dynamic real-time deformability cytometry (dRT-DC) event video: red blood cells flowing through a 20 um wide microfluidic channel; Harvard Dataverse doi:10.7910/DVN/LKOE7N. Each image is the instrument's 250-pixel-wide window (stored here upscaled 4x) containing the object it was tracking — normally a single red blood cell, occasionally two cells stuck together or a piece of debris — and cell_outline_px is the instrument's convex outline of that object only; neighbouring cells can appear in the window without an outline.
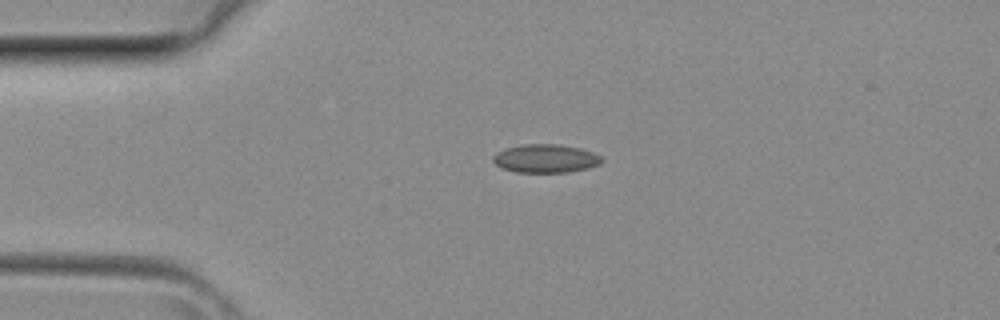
{"species": "common noctule bat (a hibernating species)", "species_latin": "Nyctalus noctula", "temperature_condition": "room temperature", "stored_images_in_passage": 2, "camera_frame_rate_fps": 3000, "um_per_image_px": 0.085, "animal": {"sex": "female", "body_mass_g": 29.2, "forearm_length_mm": 56.3}, "frame": {"image": 1, "passage_image": 1, "time_ms": 0.0, "image_size_px": [1000, 320], "cell_outline_px": [[604, 160], [600, 164], [588, 168], [568, 172], [516, 172], [500, 168], [492, 160], [492, 156], [496, 152], [508, 148], [524, 144], [560, 144], [580, 148], [592, 152], [600, 156]], "centroid_in_image_um": [46.37, 13.47], "position_along_channel_um": 38.6, "area_um2": 18.03}}
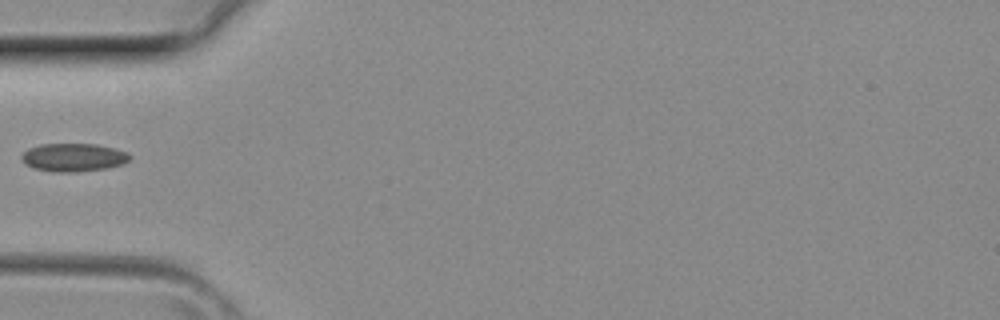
{"frame": {"image": 2, "passage_image": 2, "time_ms": 0.333, "image_size_px": [1000, 320], "cell_outline_px": [[132, 156], [124, 164], [104, 168], [72, 172], [56, 172], [32, 168], [24, 164], [20, 160], [20, 156], [28, 148], [40, 144], [96, 144], [116, 148], [128, 152]], "centroid_in_image_um": [6.22, 13.37], "position_along_channel_um": 78.8, "area_um2": 17.92}}